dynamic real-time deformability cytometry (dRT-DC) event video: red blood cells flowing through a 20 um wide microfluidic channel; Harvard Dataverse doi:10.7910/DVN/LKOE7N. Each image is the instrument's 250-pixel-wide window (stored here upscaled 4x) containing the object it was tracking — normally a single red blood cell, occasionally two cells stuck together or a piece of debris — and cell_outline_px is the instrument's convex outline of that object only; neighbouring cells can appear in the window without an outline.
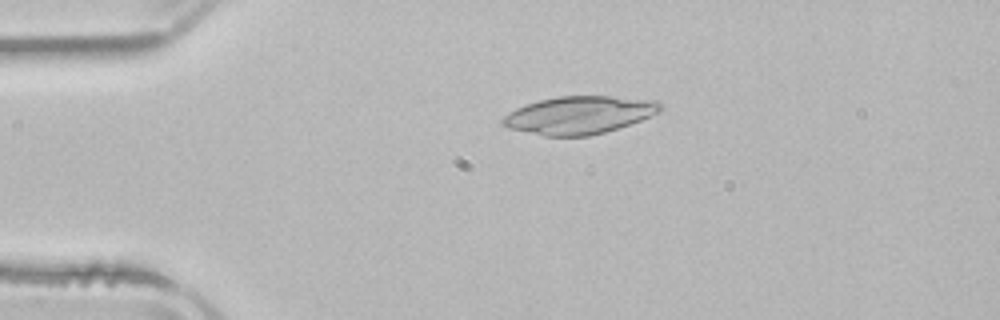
{"species": "common noctule bat (a hibernating species)", "species_latin": "Nyctalus noctula", "temperature_condition": "room temperature", "stored_images_in_passage": 4, "camera_frame_rate_fps": 3000, "um_per_image_px": 0.085, "animal": {"sex": "male", "body_mass_g": 21.5, "forearm_length_mm": 52.0}, "frame": {"image": 1, "passage_image": 3, "time_ms": 2.667, "image_size_px": [1000, 320], "cell_outline_px": [[664, 108], [660, 112], [640, 120], [604, 132], [588, 136], [544, 136], [508, 128], [500, 124], [500, 120], [504, 116], [516, 108], [524, 104], [540, 100], [560, 96], [612, 96], [656, 100]], "centroid_in_image_um": [49.21, 9.77], "position_along_channel_um": 35.8, "area_um2": 34.62}}